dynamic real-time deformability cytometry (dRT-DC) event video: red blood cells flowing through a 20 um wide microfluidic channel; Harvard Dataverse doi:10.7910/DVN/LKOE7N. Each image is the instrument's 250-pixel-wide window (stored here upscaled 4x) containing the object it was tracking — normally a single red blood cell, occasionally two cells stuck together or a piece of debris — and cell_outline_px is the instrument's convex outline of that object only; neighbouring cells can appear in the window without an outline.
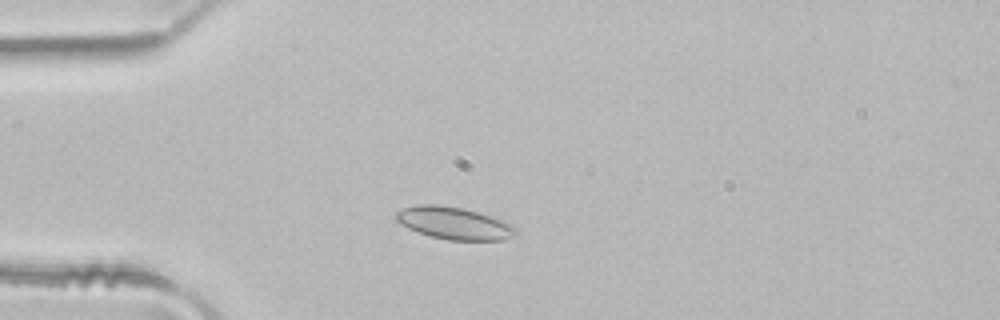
{"species": "common noctule bat (a hibernating species)", "species_latin": "Nyctalus noctula", "temperature_condition": "room temperature", "stored_images_in_passage": 2, "camera_frame_rate_fps": 3000, "um_per_image_px": 0.085, "animal": {"sex": "male", "body_mass_g": 21.5, "forearm_length_mm": 52.0}, "frame": {"image": 1, "passage_image": 2, "time_ms": 0.333, "image_size_px": [1000, 320], "cell_outline_px": [[516, 236], [504, 240], [448, 240], [432, 236], [408, 228], [400, 224], [396, 220], [396, 212], [404, 208], [416, 204], [436, 204], [464, 208], [512, 224], [516, 228]], "centroid_in_image_um": [38.59, 18.97], "position_along_channel_um": 46.4, "area_um2": 22.37}}